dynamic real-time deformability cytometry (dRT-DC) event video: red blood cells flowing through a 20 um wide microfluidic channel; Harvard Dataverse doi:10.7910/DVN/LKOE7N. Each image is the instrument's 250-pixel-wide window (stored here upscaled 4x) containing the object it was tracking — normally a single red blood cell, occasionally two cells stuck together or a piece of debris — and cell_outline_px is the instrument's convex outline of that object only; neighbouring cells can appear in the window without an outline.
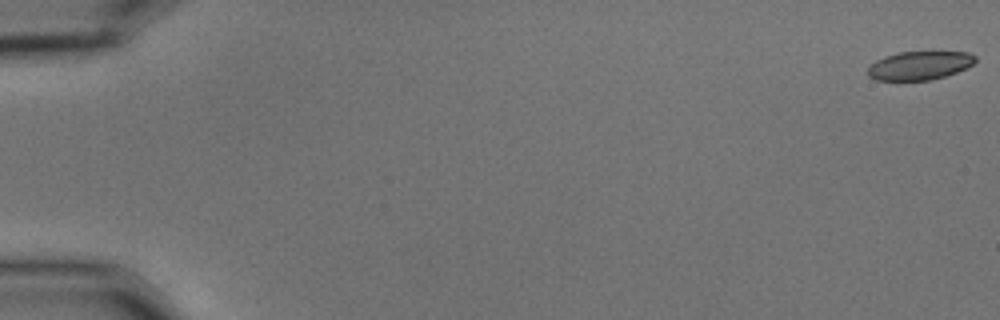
{"species": "common noctule bat (a hibernating species)", "species_latin": "Nyctalus noctula", "temperature_condition": "cold", "stored_images_in_passage": 56, "camera_frame_rate_fps": 3000, "um_per_image_px": 0.085, "animal": {"sex": "male", "body_mass_g": 15.6}, "frame": {"image": 1, "passage_image": 1, "time_ms": 0.0, "image_size_px": [1000, 320], "cell_outline_px": [[976, 60], [972, 64], [956, 72], [944, 76], [928, 80], [876, 80], [868, 76], [868, 68], [876, 60], [884, 56], [900, 52], [968, 52], [976, 56]], "centroid_in_image_um": [78.14, 5.56], "position_along_channel_um": 6.9, "area_um2": 17.69}}
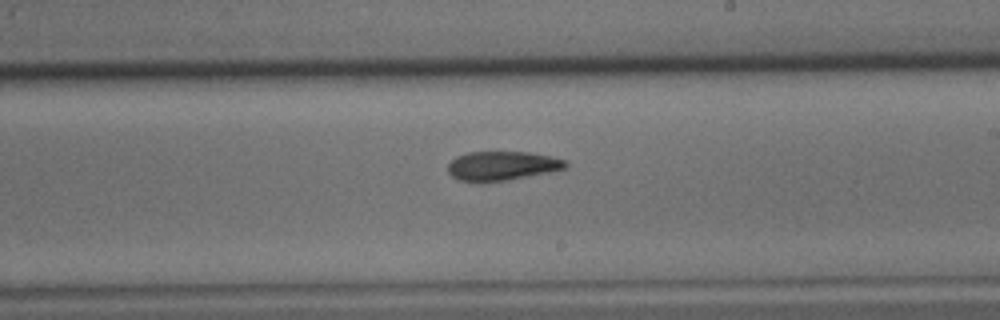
{"frame": {"image": 2, "passage_image": 34, "time_ms": 11.0, "image_size_px": [1000, 320], "cell_outline_px": [[568, 164], [564, 168], [548, 172], [508, 180], [480, 184], [460, 180], [452, 176], [448, 172], [448, 164], [456, 156], [468, 152], [528, 152], [552, 156], [564, 160]], "centroid_in_image_um": [42.62, 14.11], "position_along_channel_um": 246.4, "area_um2": 20.17}}
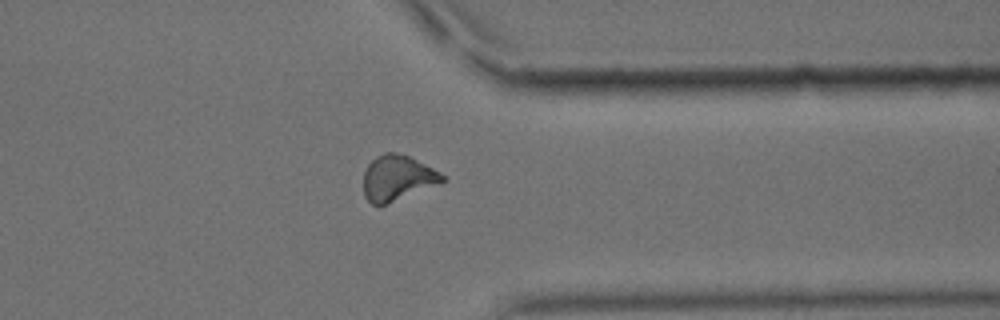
{"frame": {"image": 3, "passage_image": 45, "time_ms": 14.667, "image_size_px": [1000, 320], "cell_outline_px": [[448, 180], [384, 204], [372, 204], [364, 196], [364, 172], [368, 164], [376, 156], [384, 152], [396, 152], [408, 156], [440, 172]], "centroid_in_image_um": [33.76, 15.1], "position_along_channel_um": 377.6, "area_um2": 20.4}, "authors_computed_cell_mechanics": {"area_um2": 20.2589, "velocity_mm_per_s": 3.6488, "shape_relaxation_time_tau1_ms": 5.679, "shape_relaxation_time_tau2_ms": 7.5157, "deformation_change_tau1": 0.1624, "deformation_change_tau2": 0.1711}}